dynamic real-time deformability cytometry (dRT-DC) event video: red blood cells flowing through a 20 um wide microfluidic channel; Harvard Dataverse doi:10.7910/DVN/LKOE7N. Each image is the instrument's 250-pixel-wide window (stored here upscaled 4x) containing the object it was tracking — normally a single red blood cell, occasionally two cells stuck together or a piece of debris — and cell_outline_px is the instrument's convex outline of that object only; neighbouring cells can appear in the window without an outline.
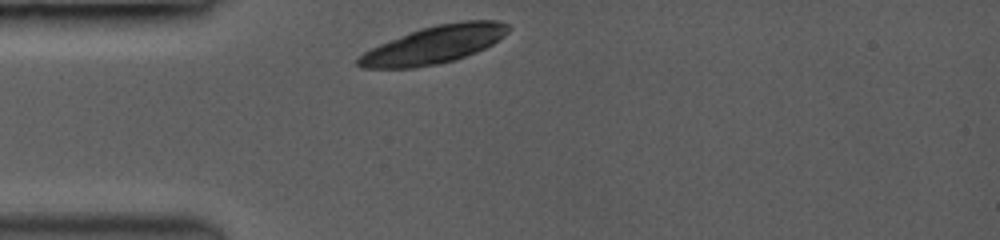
{"species": "common noctule bat (a hibernating species)", "species_latin": "Nyctalus noctula", "temperature_condition": "room temperature", "stored_images_in_passage": 24, "camera_frame_rate_fps": 3500, "um_per_image_px": 0.085, "animal": {"sex": "female", "body_mass_g": 19.0, "forearm_length_mm": 53.3}, "frame": {"image": 1, "passage_image": 1, "time_ms": 0.0, "image_size_px": [1000, 240], "cell_outline_px": [[512, 28], [504, 36], [492, 44], [484, 48], [464, 56], [452, 60], [436, 64], [412, 68], [360, 68], [356, 64], [356, 60], [364, 52], [380, 44], [408, 32], [420, 28], [436, 24], [464, 20], [500, 20], [512, 24]], "centroid_in_image_um": [36.93, 3.77], "position_along_channel_um": 48.1, "area_um2": 32.95}}